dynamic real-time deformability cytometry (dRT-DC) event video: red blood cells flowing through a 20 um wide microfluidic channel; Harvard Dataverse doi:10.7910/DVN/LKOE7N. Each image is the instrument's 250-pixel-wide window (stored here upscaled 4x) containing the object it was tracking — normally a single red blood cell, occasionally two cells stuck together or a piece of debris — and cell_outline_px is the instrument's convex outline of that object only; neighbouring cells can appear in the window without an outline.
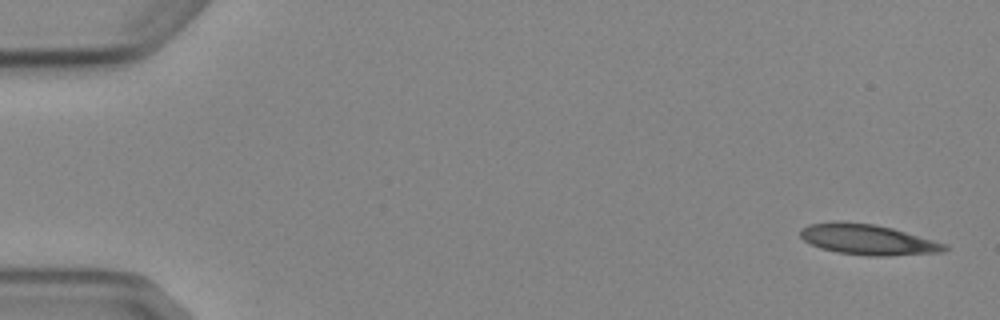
{"species": "Egyptian fruit bat (a non-hibernating species)", "species_latin": "Rousettus aegyptiacus", "temperature_condition": "cold", "stored_images_in_passage": 5, "camera_frame_rate_fps": 3000, "um_per_image_px": 0.085, "animal": {"sex": "female"}, "frame": {"image": 1, "passage_image": 1, "time_ms": 0.0, "image_size_px": [1000, 320], "cell_outline_px": [[948, 248], [944, 252], [884, 256], [868, 256], [836, 252], [820, 248], [804, 240], [800, 236], [800, 228], [808, 224], [836, 220], [876, 224], [892, 228], [948, 244]], "centroid_in_image_um": [73.74, 20.35], "position_along_channel_um": 11.3, "area_um2": 25.89}}
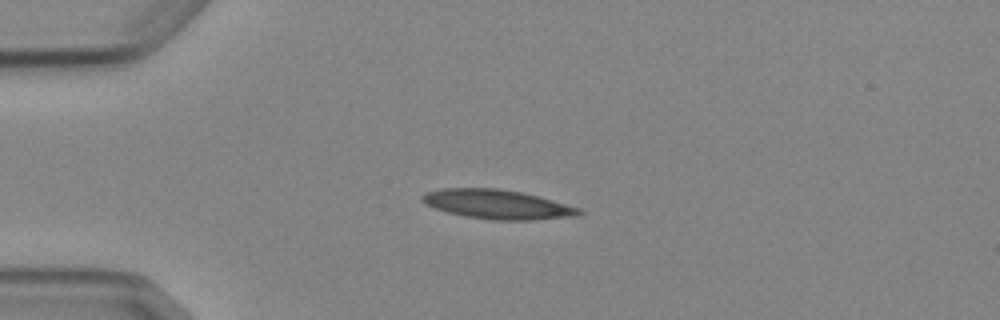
{"frame": {"image": 2, "passage_image": 4, "time_ms": 3.667, "image_size_px": [1000, 320], "cell_outline_px": [[584, 212], [576, 216], [532, 220], [492, 220], [464, 216], [448, 212], [424, 204], [420, 200], [420, 196], [428, 192], [444, 188], [500, 188], [524, 192], [580, 208]], "centroid_in_image_um": [42.27, 17.36], "position_along_channel_um": 42.7, "area_um2": 26.82}}